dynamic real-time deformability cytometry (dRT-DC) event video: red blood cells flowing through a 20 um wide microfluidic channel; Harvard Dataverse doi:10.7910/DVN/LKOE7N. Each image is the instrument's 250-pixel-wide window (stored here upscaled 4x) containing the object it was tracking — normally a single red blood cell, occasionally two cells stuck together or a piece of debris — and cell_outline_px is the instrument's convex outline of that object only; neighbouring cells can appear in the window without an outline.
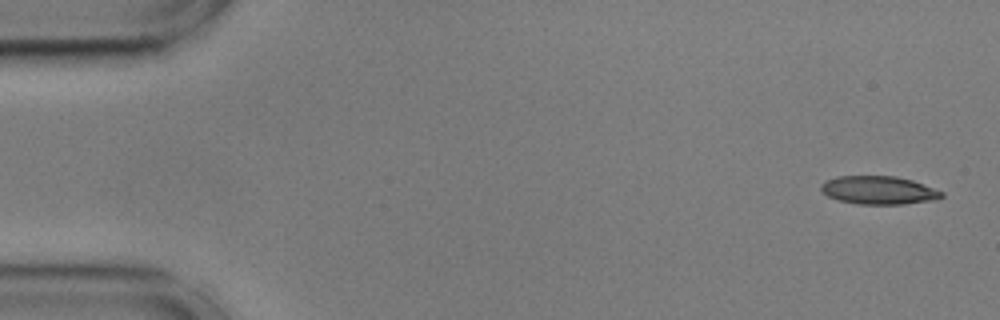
{"species": "common noctule bat (a hibernating species)", "species_latin": "Nyctalus noctula", "temperature_condition": "cold", "stored_images_in_passage": 12, "camera_frame_rate_fps": 3000, "um_per_image_px": 0.085, "animal": {"sex": "male", "body_mass_g": 17.9, "forearm_length_mm": 54.2}, "frame": {"image": 1, "passage_image": 1, "time_ms": 0.0, "image_size_px": [1000, 320], "cell_outline_px": [[944, 196], [936, 200], [904, 204], [856, 204], [840, 200], [828, 196], [820, 188], [820, 184], [824, 180], [836, 176], [896, 176], [912, 180], [944, 192]], "centroid_in_image_um": [74.69, 16.16], "position_along_channel_um": 10.3, "area_um2": 19.94}}
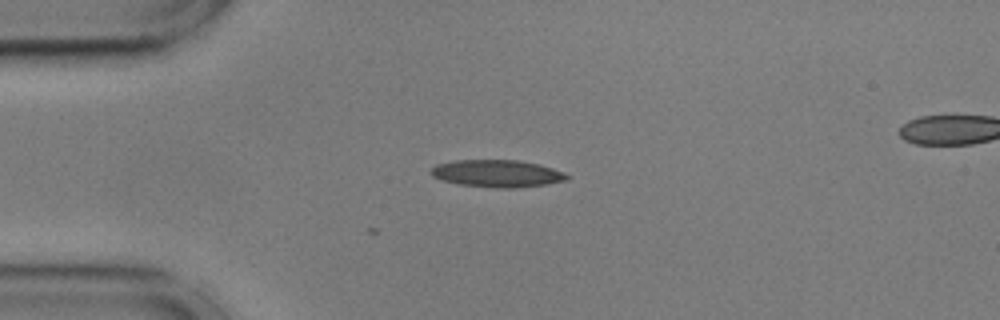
{"frame": {"image": 2, "passage_image": 12, "time_ms": 3.667, "image_size_px": [1000, 320], "cell_outline_px": [[568, 180], [544, 184], [516, 188], [496, 188], [460, 184], [440, 180], [432, 176], [428, 172], [436, 164], [452, 160], [520, 160], [540, 164], [564, 172], [568, 176]], "centroid_in_image_um": [42.22, 14.74], "position_along_channel_um": 42.8, "area_um2": 21.73}}